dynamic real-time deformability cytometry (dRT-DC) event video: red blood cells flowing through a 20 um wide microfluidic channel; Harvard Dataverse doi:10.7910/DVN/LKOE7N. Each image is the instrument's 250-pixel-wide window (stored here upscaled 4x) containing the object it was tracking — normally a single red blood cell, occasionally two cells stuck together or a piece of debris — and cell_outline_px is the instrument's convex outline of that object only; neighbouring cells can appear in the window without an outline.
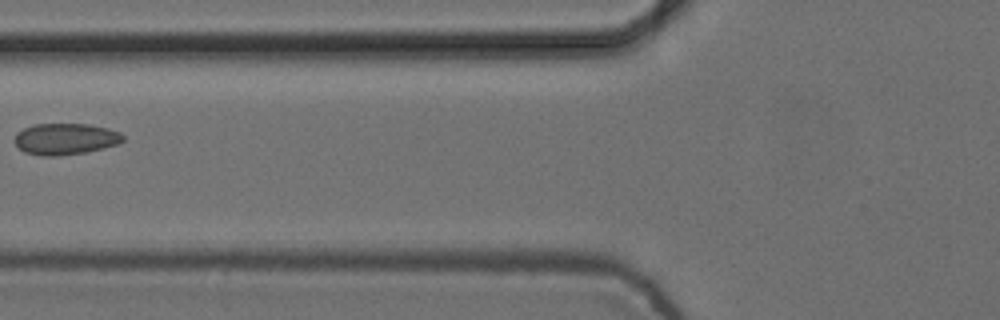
{"species": "common noctule bat (a hibernating species)", "species_latin": "Nyctalus noctula", "temperature_condition": "cold", "stored_images_in_passage": 7, "camera_frame_rate_fps": 3000, "um_per_image_px": 0.085, "animal": {"sex": "female", "body_mass_g": 24.6, "forearm_length_mm": 56.2}, "frame": {"image": 1, "passage_image": 7, "time_ms": 2.0, "image_size_px": [1000, 320], "cell_outline_px": [[124, 140], [120, 144], [84, 152], [56, 156], [40, 156], [24, 152], [12, 140], [16, 132], [24, 128], [36, 124], [88, 124], [108, 128], [120, 132], [124, 136]], "centroid_in_image_um": [5.54, 11.81], "position_along_channel_um": 120.3, "area_um2": 19.94}}